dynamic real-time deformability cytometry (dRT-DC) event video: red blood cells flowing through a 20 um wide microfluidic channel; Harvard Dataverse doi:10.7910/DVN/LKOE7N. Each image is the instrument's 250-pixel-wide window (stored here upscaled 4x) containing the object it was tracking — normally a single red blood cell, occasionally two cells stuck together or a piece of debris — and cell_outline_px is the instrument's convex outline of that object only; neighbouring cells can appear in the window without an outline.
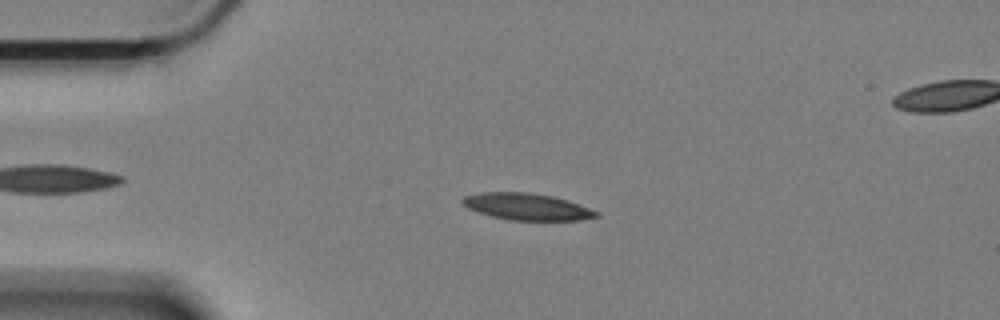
{"species": "Egyptian fruit bat (a non-hibernating species)", "species_latin": "Rousettus aegyptiacus", "temperature_condition": "cold", "stored_images_in_passage": 60, "segment_of_instrument_passage": [1, 2], "camera_frame_rate_fps": 3000, "um_per_image_px": 0.085, "animal": {"sex": "female"}, "frame": {"image": 1, "passage_image": 13, "time_ms": 4.0, "image_size_px": [1000, 320], "cell_outline_px": [[600, 216], [580, 220], [508, 220], [492, 216], [468, 208], [460, 200], [464, 196], [480, 192], [532, 192], [552, 196], [568, 200], [600, 212]], "centroid_in_image_um": [44.81, 17.56], "position_along_channel_um": 40.2, "area_um2": 20.87}}
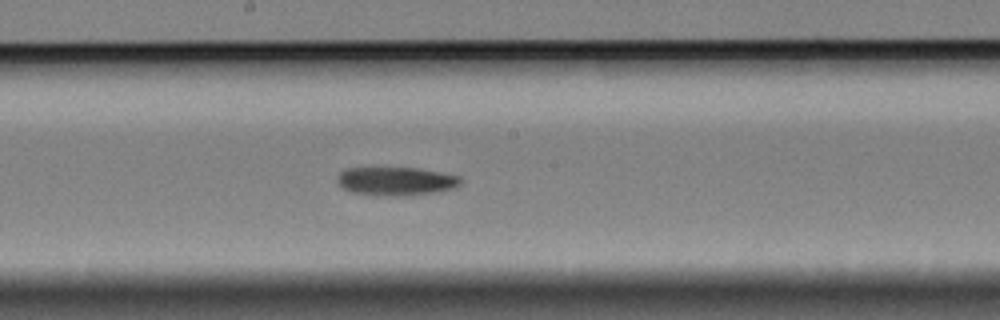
{"frame": {"image": 2, "passage_image": 31, "time_ms": 10.0, "image_size_px": [1000, 320], "cell_outline_px": [[464, 180], [456, 188], [440, 192], [408, 196], [380, 196], [352, 192], [340, 188], [336, 180], [336, 176], [344, 168], [372, 164], [420, 168], [460, 176]], "centroid_in_image_um": [33.6, 15.35], "position_along_channel_um": 214.6, "area_um2": 22.2}}
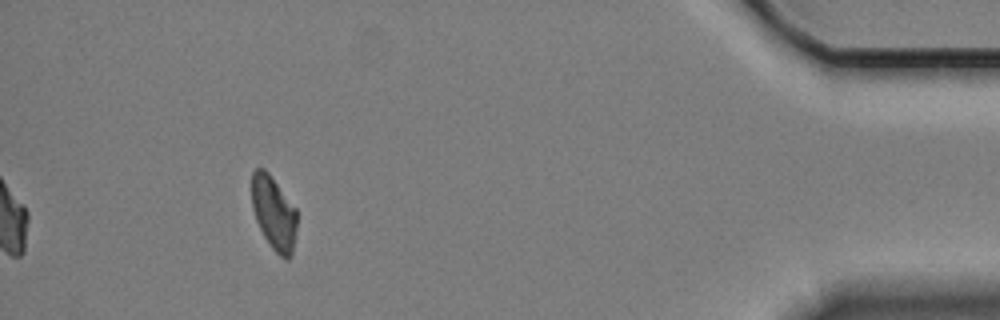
{"frame": {"image": 3, "passage_image": 54, "time_ms": 17.667, "image_size_px": [1000, 320], "cell_outline_px": [[296, 228], [292, 256], [288, 260], [280, 256], [272, 248], [264, 236], [256, 220], [252, 208], [252, 172], [256, 168], [264, 168], [268, 172], [296, 208]], "centroid_in_image_um": [23.27, 18.11], "position_along_channel_um": 411.9, "area_um2": 19.31}}